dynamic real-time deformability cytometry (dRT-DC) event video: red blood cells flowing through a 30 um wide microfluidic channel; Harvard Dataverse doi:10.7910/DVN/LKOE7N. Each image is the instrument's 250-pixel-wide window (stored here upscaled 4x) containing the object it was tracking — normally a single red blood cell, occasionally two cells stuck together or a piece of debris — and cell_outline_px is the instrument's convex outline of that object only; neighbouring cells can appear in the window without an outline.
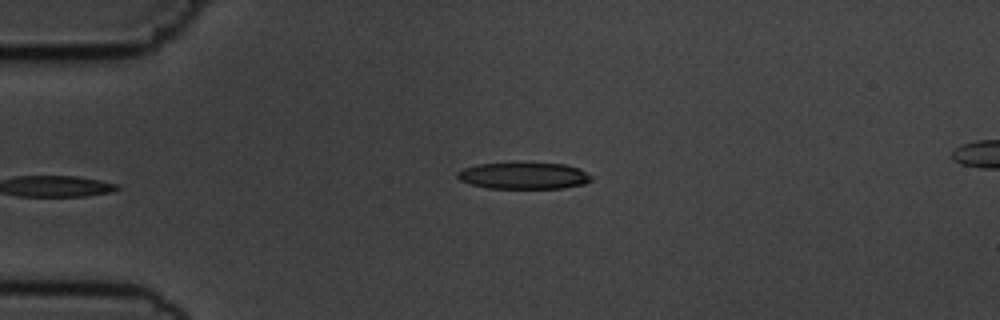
{"species": "common noctule bat (a hibernating species)", "species_latin": "Nyctalus noctula", "temperature_condition": "cold", "stored_images_in_passage": 4, "camera_frame_rate_fps": 3000, "um_per_image_px": 0.085, "animal": {"sex": "male", "body_mass_g": 19.5, "forearm_length_mm": 54.6}, "frame": {"image": 1, "passage_image": 4, "time_ms": 3.333, "image_size_px": [1000, 320], "cell_outline_px": [[592, 180], [584, 184], [564, 188], [488, 188], [472, 184], [460, 180], [456, 176], [456, 172], [464, 168], [476, 164], [564, 164], [580, 168], [592, 176]], "centroid_in_image_um": [44.54, 14.95], "position_along_channel_um": 40.5, "area_um2": 20.46}}